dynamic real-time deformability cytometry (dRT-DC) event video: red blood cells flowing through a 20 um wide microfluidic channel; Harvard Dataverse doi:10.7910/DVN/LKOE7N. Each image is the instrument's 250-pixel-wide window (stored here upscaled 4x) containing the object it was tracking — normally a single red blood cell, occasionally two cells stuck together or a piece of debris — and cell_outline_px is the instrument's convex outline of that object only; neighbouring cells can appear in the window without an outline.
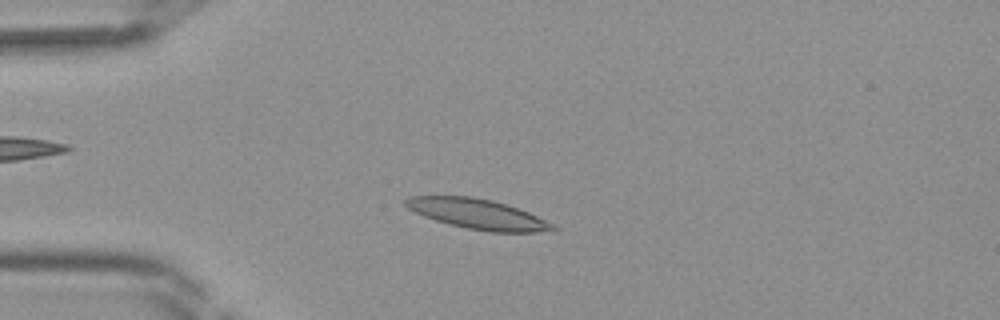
{"species": "Egyptian fruit bat (a non-hibernating species)", "species_latin": "Rousettus aegyptiacus", "temperature_condition": "room temperature", "stored_images_in_passage": 39, "camera_frame_rate_fps": 3000, "um_per_image_px": 0.085, "frame": {"image": 1, "passage_image": 8, "time_ms": 2.333, "image_size_px": [1000, 320], "cell_outline_px": [[556, 228], [536, 232], [492, 232], [468, 228], [436, 220], [424, 216], [408, 208], [404, 204], [404, 200], [408, 196], [472, 196], [492, 200], [508, 204], [528, 212], [552, 224]], "centroid_in_image_um": [40.56, 18.17], "position_along_channel_um": 44.4, "area_um2": 25.32}}
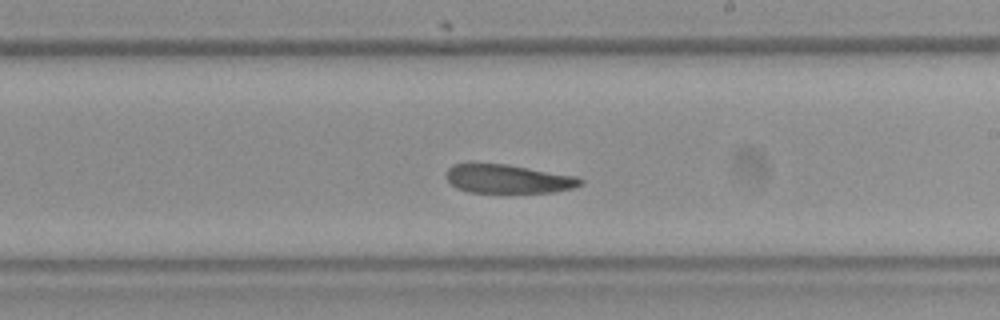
{"frame": {"image": 2, "passage_image": 22, "time_ms": 7.0, "image_size_px": [1000, 320], "cell_outline_px": [[584, 184], [572, 188], [552, 192], [468, 192], [456, 188], [448, 180], [448, 168], [452, 164], [508, 164], [576, 176], [584, 180]], "centroid_in_image_um": [43.23, 15.21], "position_along_channel_um": 245.8, "area_um2": 22.25}}
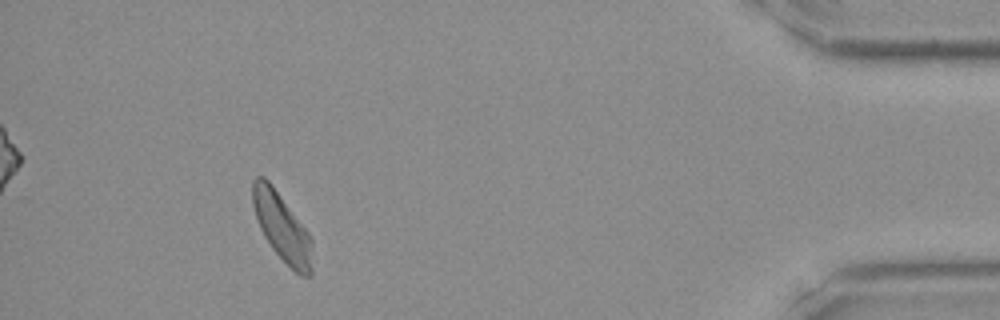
{"frame": {"image": 3, "passage_image": 36, "time_ms": 11.667, "image_size_px": [1000, 320], "cell_outline_px": [[312, 272], [308, 276], [300, 276], [272, 248], [264, 236], [260, 228], [252, 204], [252, 180], [256, 176], [264, 176], [268, 180], [308, 232], [312, 240]], "centroid_in_image_um": [23.96, 19.3], "position_along_channel_um": 411.2, "area_um2": 23.24}}